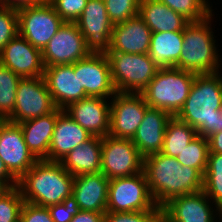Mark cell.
I'll list each match as a JSON object with an SVG mask.
<instances>
[{
    "label": "cell",
    "mask_w": 222,
    "mask_h": 222,
    "mask_svg": "<svg viewBox=\"0 0 222 222\" xmlns=\"http://www.w3.org/2000/svg\"><path fill=\"white\" fill-rule=\"evenodd\" d=\"M102 137L92 136L69 152L61 165L74 177L82 174L101 172Z\"/></svg>",
    "instance_id": "d4e9b609"
},
{
    "label": "cell",
    "mask_w": 222,
    "mask_h": 222,
    "mask_svg": "<svg viewBox=\"0 0 222 222\" xmlns=\"http://www.w3.org/2000/svg\"><path fill=\"white\" fill-rule=\"evenodd\" d=\"M151 36V29L138 14L123 23L113 25L108 52L149 53Z\"/></svg>",
    "instance_id": "ffe728a7"
},
{
    "label": "cell",
    "mask_w": 222,
    "mask_h": 222,
    "mask_svg": "<svg viewBox=\"0 0 222 222\" xmlns=\"http://www.w3.org/2000/svg\"><path fill=\"white\" fill-rule=\"evenodd\" d=\"M74 176L60 162L38 160L19 180L24 202L49 207L72 195Z\"/></svg>",
    "instance_id": "3957f363"
},
{
    "label": "cell",
    "mask_w": 222,
    "mask_h": 222,
    "mask_svg": "<svg viewBox=\"0 0 222 222\" xmlns=\"http://www.w3.org/2000/svg\"><path fill=\"white\" fill-rule=\"evenodd\" d=\"M88 0H50L56 13L64 22L75 23L81 16Z\"/></svg>",
    "instance_id": "8d00e7d4"
},
{
    "label": "cell",
    "mask_w": 222,
    "mask_h": 222,
    "mask_svg": "<svg viewBox=\"0 0 222 222\" xmlns=\"http://www.w3.org/2000/svg\"><path fill=\"white\" fill-rule=\"evenodd\" d=\"M103 222H162V211L106 212Z\"/></svg>",
    "instance_id": "d590c367"
},
{
    "label": "cell",
    "mask_w": 222,
    "mask_h": 222,
    "mask_svg": "<svg viewBox=\"0 0 222 222\" xmlns=\"http://www.w3.org/2000/svg\"><path fill=\"white\" fill-rule=\"evenodd\" d=\"M182 48L183 31L154 32L148 54L159 68H177Z\"/></svg>",
    "instance_id": "4316f807"
},
{
    "label": "cell",
    "mask_w": 222,
    "mask_h": 222,
    "mask_svg": "<svg viewBox=\"0 0 222 222\" xmlns=\"http://www.w3.org/2000/svg\"><path fill=\"white\" fill-rule=\"evenodd\" d=\"M42 2H49L50 0H41Z\"/></svg>",
    "instance_id": "bcb514c9"
},
{
    "label": "cell",
    "mask_w": 222,
    "mask_h": 222,
    "mask_svg": "<svg viewBox=\"0 0 222 222\" xmlns=\"http://www.w3.org/2000/svg\"><path fill=\"white\" fill-rule=\"evenodd\" d=\"M213 12L205 19L191 21L183 30V48L177 68L194 74L219 73L222 61L211 28Z\"/></svg>",
    "instance_id": "277c9868"
},
{
    "label": "cell",
    "mask_w": 222,
    "mask_h": 222,
    "mask_svg": "<svg viewBox=\"0 0 222 222\" xmlns=\"http://www.w3.org/2000/svg\"><path fill=\"white\" fill-rule=\"evenodd\" d=\"M75 23L84 36L87 48L91 53L106 54L109 51L113 24L106 12L104 0H88Z\"/></svg>",
    "instance_id": "9a60e30c"
},
{
    "label": "cell",
    "mask_w": 222,
    "mask_h": 222,
    "mask_svg": "<svg viewBox=\"0 0 222 222\" xmlns=\"http://www.w3.org/2000/svg\"><path fill=\"white\" fill-rule=\"evenodd\" d=\"M164 3L176 13L183 15L191 21H200L210 15L211 9L209 0H157Z\"/></svg>",
    "instance_id": "1f68e13d"
},
{
    "label": "cell",
    "mask_w": 222,
    "mask_h": 222,
    "mask_svg": "<svg viewBox=\"0 0 222 222\" xmlns=\"http://www.w3.org/2000/svg\"><path fill=\"white\" fill-rule=\"evenodd\" d=\"M208 153V139L197 135L176 159L182 166L193 167L204 176L207 168Z\"/></svg>",
    "instance_id": "4dcf8cb0"
},
{
    "label": "cell",
    "mask_w": 222,
    "mask_h": 222,
    "mask_svg": "<svg viewBox=\"0 0 222 222\" xmlns=\"http://www.w3.org/2000/svg\"><path fill=\"white\" fill-rule=\"evenodd\" d=\"M56 109L44 76L21 78L13 114L7 121L18 124L48 115Z\"/></svg>",
    "instance_id": "ba28073f"
},
{
    "label": "cell",
    "mask_w": 222,
    "mask_h": 222,
    "mask_svg": "<svg viewBox=\"0 0 222 222\" xmlns=\"http://www.w3.org/2000/svg\"><path fill=\"white\" fill-rule=\"evenodd\" d=\"M0 180L4 181L9 187H15L18 185V181L9 173L8 169L4 165L0 158Z\"/></svg>",
    "instance_id": "7bdbcfd3"
},
{
    "label": "cell",
    "mask_w": 222,
    "mask_h": 222,
    "mask_svg": "<svg viewBox=\"0 0 222 222\" xmlns=\"http://www.w3.org/2000/svg\"><path fill=\"white\" fill-rule=\"evenodd\" d=\"M44 79L57 108L65 109L70 103L88 97L80 87L78 73H74V64L45 67Z\"/></svg>",
    "instance_id": "d6986e66"
},
{
    "label": "cell",
    "mask_w": 222,
    "mask_h": 222,
    "mask_svg": "<svg viewBox=\"0 0 222 222\" xmlns=\"http://www.w3.org/2000/svg\"><path fill=\"white\" fill-rule=\"evenodd\" d=\"M222 74L196 75L184 106L176 117L208 137L222 130Z\"/></svg>",
    "instance_id": "7a4b0ae2"
},
{
    "label": "cell",
    "mask_w": 222,
    "mask_h": 222,
    "mask_svg": "<svg viewBox=\"0 0 222 222\" xmlns=\"http://www.w3.org/2000/svg\"><path fill=\"white\" fill-rule=\"evenodd\" d=\"M41 53L44 67H49L74 64L91 52L77 24L64 22Z\"/></svg>",
    "instance_id": "7c38bea8"
},
{
    "label": "cell",
    "mask_w": 222,
    "mask_h": 222,
    "mask_svg": "<svg viewBox=\"0 0 222 222\" xmlns=\"http://www.w3.org/2000/svg\"><path fill=\"white\" fill-rule=\"evenodd\" d=\"M214 205L203 190L177 196L161 207L162 222H217L219 207Z\"/></svg>",
    "instance_id": "5bb4252c"
},
{
    "label": "cell",
    "mask_w": 222,
    "mask_h": 222,
    "mask_svg": "<svg viewBox=\"0 0 222 222\" xmlns=\"http://www.w3.org/2000/svg\"><path fill=\"white\" fill-rule=\"evenodd\" d=\"M20 222H54L47 207L24 202L20 211Z\"/></svg>",
    "instance_id": "f35d334b"
},
{
    "label": "cell",
    "mask_w": 222,
    "mask_h": 222,
    "mask_svg": "<svg viewBox=\"0 0 222 222\" xmlns=\"http://www.w3.org/2000/svg\"><path fill=\"white\" fill-rule=\"evenodd\" d=\"M63 110L92 136L103 138L109 135L110 99L88 96L70 103Z\"/></svg>",
    "instance_id": "ac0fdd59"
},
{
    "label": "cell",
    "mask_w": 222,
    "mask_h": 222,
    "mask_svg": "<svg viewBox=\"0 0 222 222\" xmlns=\"http://www.w3.org/2000/svg\"><path fill=\"white\" fill-rule=\"evenodd\" d=\"M148 108L141 93L116 92L110 100L109 135L132 140Z\"/></svg>",
    "instance_id": "8fae6325"
},
{
    "label": "cell",
    "mask_w": 222,
    "mask_h": 222,
    "mask_svg": "<svg viewBox=\"0 0 222 222\" xmlns=\"http://www.w3.org/2000/svg\"><path fill=\"white\" fill-rule=\"evenodd\" d=\"M18 33L17 10L0 5V51Z\"/></svg>",
    "instance_id": "e575fe53"
},
{
    "label": "cell",
    "mask_w": 222,
    "mask_h": 222,
    "mask_svg": "<svg viewBox=\"0 0 222 222\" xmlns=\"http://www.w3.org/2000/svg\"><path fill=\"white\" fill-rule=\"evenodd\" d=\"M106 12L113 25L123 23L139 13L140 0H104Z\"/></svg>",
    "instance_id": "836d02e7"
},
{
    "label": "cell",
    "mask_w": 222,
    "mask_h": 222,
    "mask_svg": "<svg viewBox=\"0 0 222 222\" xmlns=\"http://www.w3.org/2000/svg\"><path fill=\"white\" fill-rule=\"evenodd\" d=\"M54 222H71L80 210L76 199L71 195L62 203L47 207Z\"/></svg>",
    "instance_id": "74e56055"
},
{
    "label": "cell",
    "mask_w": 222,
    "mask_h": 222,
    "mask_svg": "<svg viewBox=\"0 0 222 222\" xmlns=\"http://www.w3.org/2000/svg\"><path fill=\"white\" fill-rule=\"evenodd\" d=\"M109 182L110 179L102 172L75 176L72 196L76 199L79 210L106 213Z\"/></svg>",
    "instance_id": "44dd1931"
},
{
    "label": "cell",
    "mask_w": 222,
    "mask_h": 222,
    "mask_svg": "<svg viewBox=\"0 0 222 222\" xmlns=\"http://www.w3.org/2000/svg\"><path fill=\"white\" fill-rule=\"evenodd\" d=\"M136 211H162L151 196L143 171L109 182L107 212Z\"/></svg>",
    "instance_id": "52a82bcc"
},
{
    "label": "cell",
    "mask_w": 222,
    "mask_h": 222,
    "mask_svg": "<svg viewBox=\"0 0 222 222\" xmlns=\"http://www.w3.org/2000/svg\"><path fill=\"white\" fill-rule=\"evenodd\" d=\"M92 135L63 111L56 120L48 151V161L60 162L78 145Z\"/></svg>",
    "instance_id": "603a6c76"
},
{
    "label": "cell",
    "mask_w": 222,
    "mask_h": 222,
    "mask_svg": "<svg viewBox=\"0 0 222 222\" xmlns=\"http://www.w3.org/2000/svg\"><path fill=\"white\" fill-rule=\"evenodd\" d=\"M101 172L110 180L143 171L144 157L131 139L106 135L102 138Z\"/></svg>",
    "instance_id": "9c48e42d"
},
{
    "label": "cell",
    "mask_w": 222,
    "mask_h": 222,
    "mask_svg": "<svg viewBox=\"0 0 222 222\" xmlns=\"http://www.w3.org/2000/svg\"><path fill=\"white\" fill-rule=\"evenodd\" d=\"M203 191L215 205L222 206V154L208 153Z\"/></svg>",
    "instance_id": "f1b7e54d"
},
{
    "label": "cell",
    "mask_w": 222,
    "mask_h": 222,
    "mask_svg": "<svg viewBox=\"0 0 222 222\" xmlns=\"http://www.w3.org/2000/svg\"><path fill=\"white\" fill-rule=\"evenodd\" d=\"M105 213H97L94 211H79L71 222H103Z\"/></svg>",
    "instance_id": "ab89813d"
},
{
    "label": "cell",
    "mask_w": 222,
    "mask_h": 222,
    "mask_svg": "<svg viewBox=\"0 0 222 222\" xmlns=\"http://www.w3.org/2000/svg\"><path fill=\"white\" fill-rule=\"evenodd\" d=\"M209 153L222 154V130L207 137Z\"/></svg>",
    "instance_id": "b9f144b4"
},
{
    "label": "cell",
    "mask_w": 222,
    "mask_h": 222,
    "mask_svg": "<svg viewBox=\"0 0 222 222\" xmlns=\"http://www.w3.org/2000/svg\"><path fill=\"white\" fill-rule=\"evenodd\" d=\"M143 172L158 207L177 196L203 190V175L197 169L182 166L176 157L161 152L144 158Z\"/></svg>",
    "instance_id": "6da1fadb"
},
{
    "label": "cell",
    "mask_w": 222,
    "mask_h": 222,
    "mask_svg": "<svg viewBox=\"0 0 222 222\" xmlns=\"http://www.w3.org/2000/svg\"><path fill=\"white\" fill-rule=\"evenodd\" d=\"M138 14L152 33L183 31L190 22L157 0H140Z\"/></svg>",
    "instance_id": "484cf974"
},
{
    "label": "cell",
    "mask_w": 222,
    "mask_h": 222,
    "mask_svg": "<svg viewBox=\"0 0 222 222\" xmlns=\"http://www.w3.org/2000/svg\"><path fill=\"white\" fill-rule=\"evenodd\" d=\"M23 203L20 188L10 187L0 196V222H19Z\"/></svg>",
    "instance_id": "d6a6232c"
},
{
    "label": "cell",
    "mask_w": 222,
    "mask_h": 222,
    "mask_svg": "<svg viewBox=\"0 0 222 222\" xmlns=\"http://www.w3.org/2000/svg\"><path fill=\"white\" fill-rule=\"evenodd\" d=\"M196 75L175 67L159 68L141 94L149 107L176 116L185 104Z\"/></svg>",
    "instance_id": "5b68a950"
},
{
    "label": "cell",
    "mask_w": 222,
    "mask_h": 222,
    "mask_svg": "<svg viewBox=\"0 0 222 222\" xmlns=\"http://www.w3.org/2000/svg\"><path fill=\"white\" fill-rule=\"evenodd\" d=\"M17 13L19 34L41 51L64 24L49 2L19 9Z\"/></svg>",
    "instance_id": "30bf717a"
},
{
    "label": "cell",
    "mask_w": 222,
    "mask_h": 222,
    "mask_svg": "<svg viewBox=\"0 0 222 222\" xmlns=\"http://www.w3.org/2000/svg\"><path fill=\"white\" fill-rule=\"evenodd\" d=\"M196 136L197 131L192 126L172 116L165 130L161 153L177 157Z\"/></svg>",
    "instance_id": "83f0119b"
},
{
    "label": "cell",
    "mask_w": 222,
    "mask_h": 222,
    "mask_svg": "<svg viewBox=\"0 0 222 222\" xmlns=\"http://www.w3.org/2000/svg\"><path fill=\"white\" fill-rule=\"evenodd\" d=\"M41 0H0V5L11 9L19 10L40 4Z\"/></svg>",
    "instance_id": "60d3db41"
},
{
    "label": "cell",
    "mask_w": 222,
    "mask_h": 222,
    "mask_svg": "<svg viewBox=\"0 0 222 222\" xmlns=\"http://www.w3.org/2000/svg\"><path fill=\"white\" fill-rule=\"evenodd\" d=\"M0 63L21 78L44 76L41 50L32 46L19 33L0 51Z\"/></svg>",
    "instance_id": "e0dca14e"
},
{
    "label": "cell",
    "mask_w": 222,
    "mask_h": 222,
    "mask_svg": "<svg viewBox=\"0 0 222 222\" xmlns=\"http://www.w3.org/2000/svg\"><path fill=\"white\" fill-rule=\"evenodd\" d=\"M63 111V109L57 108L48 115L18 123L21 127L28 149L37 160L48 161V151L54 132V126L57 117Z\"/></svg>",
    "instance_id": "cb8c5ba5"
},
{
    "label": "cell",
    "mask_w": 222,
    "mask_h": 222,
    "mask_svg": "<svg viewBox=\"0 0 222 222\" xmlns=\"http://www.w3.org/2000/svg\"><path fill=\"white\" fill-rule=\"evenodd\" d=\"M10 187L2 180H0V196L6 192Z\"/></svg>",
    "instance_id": "ee69618b"
},
{
    "label": "cell",
    "mask_w": 222,
    "mask_h": 222,
    "mask_svg": "<svg viewBox=\"0 0 222 222\" xmlns=\"http://www.w3.org/2000/svg\"><path fill=\"white\" fill-rule=\"evenodd\" d=\"M20 80V76L0 63V120H7L13 114Z\"/></svg>",
    "instance_id": "f546056e"
},
{
    "label": "cell",
    "mask_w": 222,
    "mask_h": 222,
    "mask_svg": "<svg viewBox=\"0 0 222 222\" xmlns=\"http://www.w3.org/2000/svg\"><path fill=\"white\" fill-rule=\"evenodd\" d=\"M74 73H78L80 87L84 88L87 96L109 99L115 95L106 54L90 53L78 60L74 63Z\"/></svg>",
    "instance_id": "2e32d148"
},
{
    "label": "cell",
    "mask_w": 222,
    "mask_h": 222,
    "mask_svg": "<svg viewBox=\"0 0 222 222\" xmlns=\"http://www.w3.org/2000/svg\"><path fill=\"white\" fill-rule=\"evenodd\" d=\"M172 115L167 111L149 107L139 125L132 142L145 158L161 152L164 134Z\"/></svg>",
    "instance_id": "7402d4cb"
},
{
    "label": "cell",
    "mask_w": 222,
    "mask_h": 222,
    "mask_svg": "<svg viewBox=\"0 0 222 222\" xmlns=\"http://www.w3.org/2000/svg\"><path fill=\"white\" fill-rule=\"evenodd\" d=\"M106 56L116 92L141 93L159 70L148 53L107 52Z\"/></svg>",
    "instance_id": "8992f818"
},
{
    "label": "cell",
    "mask_w": 222,
    "mask_h": 222,
    "mask_svg": "<svg viewBox=\"0 0 222 222\" xmlns=\"http://www.w3.org/2000/svg\"><path fill=\"white\" fill-rule=\"evenodd\" d=\"M0 158L17 181L38 161L28 149L19 124L0 120Z\"/></svg>",
    "instance_id": "4fadbf2b"
},
{
    "label": "cell",
    "mask_w": 222,
    "mask_h": 222,
    "mask_svg": "<svg viewBox=\"0 0 222 222\" xmlns=\"http://www.w3.org/2000/svg\"><path fill=\"white\" fill-rule=\"evenodd\" d=\"M219 221L222 222V206L219 207Z\"/></svg>",
    "instance_id": "f6af8a7d"
}]
</instances>
